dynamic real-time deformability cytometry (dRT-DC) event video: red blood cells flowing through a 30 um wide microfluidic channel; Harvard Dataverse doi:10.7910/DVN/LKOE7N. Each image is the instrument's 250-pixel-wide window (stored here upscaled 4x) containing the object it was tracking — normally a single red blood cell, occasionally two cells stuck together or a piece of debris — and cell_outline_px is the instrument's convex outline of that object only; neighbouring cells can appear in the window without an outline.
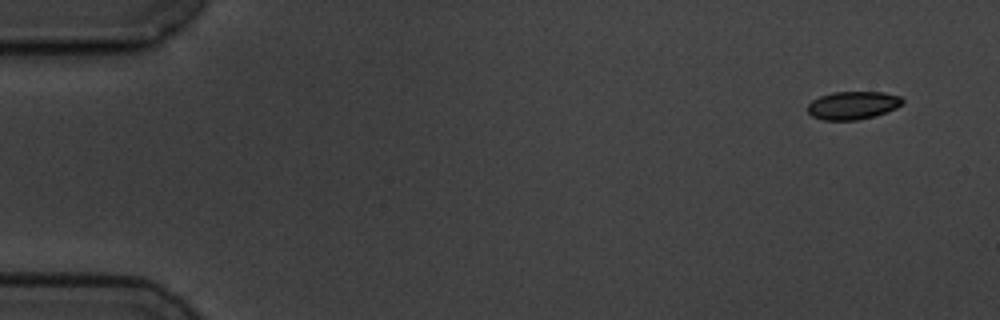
{"species": "common noctule bat (a hibernating species)", "species_latin": "Nyctalus noctula", "temperature_condition": "cold", "stored_images_in_passage": 5, "camera_frame_rate_fps": 3000, "um_per_image_px": 0.085, "animal": {"sex": "male", "body_mass_g": 19.5, "forearm_length_mm": 54.6}, "frame": {"image": 1, "passage_image": 1, "time_ms": 0.0, "image_size_px": [1000, 320], "cell_outline_px": [[904, 104], [896, 108], [872, 116], [856, 120], [824, 120], [812, 116], [808, 112], [808, 104], [812, 100], [820, 96], [832, 92], [884, 92], [900, 96], [904, 100]], "centroid_in_image_um": [72.49, 8.94], "position_along_channel_um": 12.5, "area_um2": 15.43}}
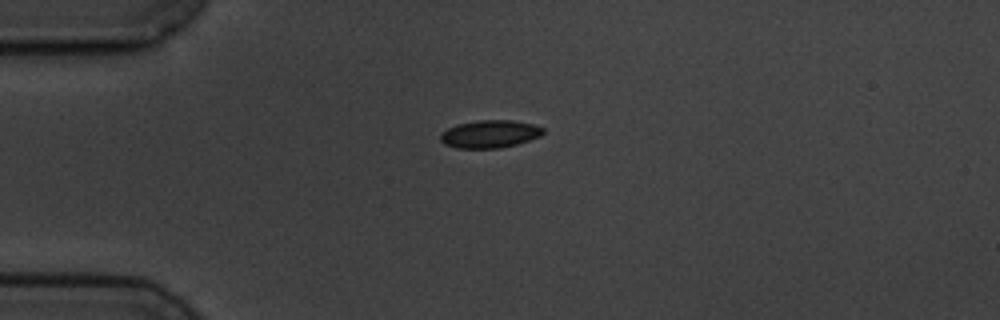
{"frame": {"image": 2, "passage_image": 4, "time_ms": 3.667, "image_size_px": [1000, 320], "cell_outline_px": [[544, 132], [540, 136], [516, 144], [500, 148], [456, 148], [444, 144], [440, 140], [440, 132], [448, 128], [460, 124], [476, 120], [512, 120], [532, 124], [544, 128]], "centroid_in_image_um": [41.61, 11.39], "position_along_channel_um": 43.4, "area_um2": 16.53}}